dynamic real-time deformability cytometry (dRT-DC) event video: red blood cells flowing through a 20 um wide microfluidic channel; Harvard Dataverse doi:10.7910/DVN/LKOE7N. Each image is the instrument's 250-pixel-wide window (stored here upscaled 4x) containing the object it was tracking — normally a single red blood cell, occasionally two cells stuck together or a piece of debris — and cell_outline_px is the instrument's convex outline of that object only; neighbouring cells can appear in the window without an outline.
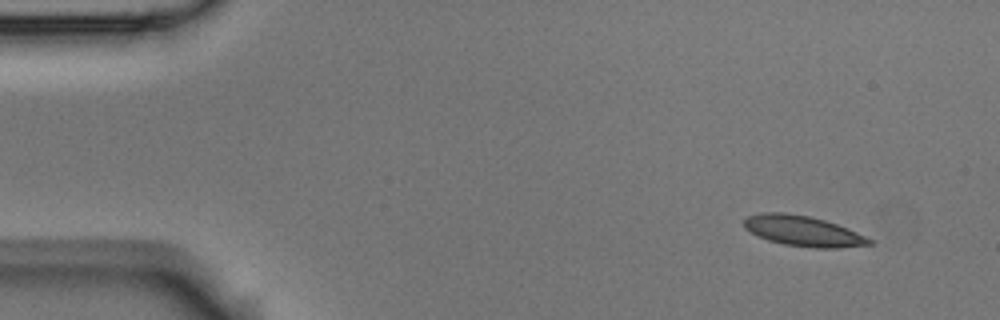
{"species": "Egyptian fruit bat (a non-hibernating species)", "species_latin": "Rousettus aegyptiacus", "temperature_condition": "room temperature", "stored_images_in_passage": 4, "camera_frame_rate_fps": 3000, "um_per_image_px": 0.085, "animal": {"sex": "male"}, "frame": {"image": 1, "passage_image": 1, "time_ms": 0.0, "image_size_px": [1000, 320], "cell_outline_px": [[872, 244], [840, 248], [816, 248], [784, 244], [768, 240], [756, 236], [744, 228], [744, 220], [748, 216], [764, 212], [784, 212], [808, 216], [824, 220], [836, 224], [856, 232], [872, 240]], "centroid_in_image_um": [68.22, 19.64], "position_along_channel_um": 16.8, "area_um2": 22.02}}
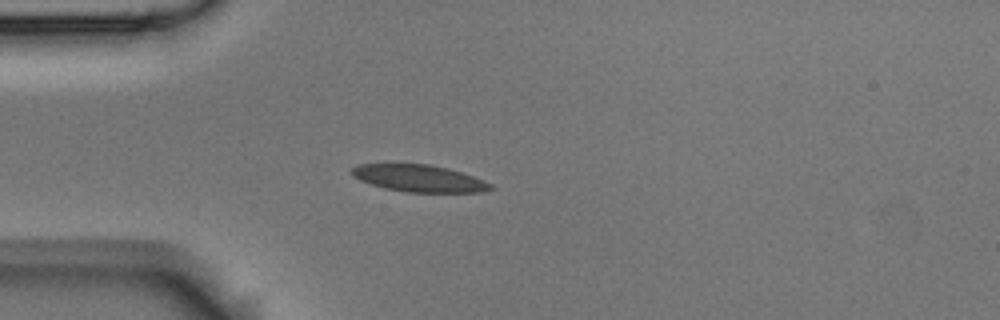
{"frame": {"image": 2, "passage_image": 4, "time_ms": 1.0, "image_size_px": [1000, 320], "cell_outline_px": [[496, 188], [484, 192], [408, 192], [384, 188], [360, 180], [352, 176], [348, 172], [352, 168], [360, 164], [428, 164], [448, 168], [484, 180], [492, 184]], "centroid_in_image_um": [35.63, 15.16], "position_along_channel_um": 49.4, "area_um2": 21.85}}